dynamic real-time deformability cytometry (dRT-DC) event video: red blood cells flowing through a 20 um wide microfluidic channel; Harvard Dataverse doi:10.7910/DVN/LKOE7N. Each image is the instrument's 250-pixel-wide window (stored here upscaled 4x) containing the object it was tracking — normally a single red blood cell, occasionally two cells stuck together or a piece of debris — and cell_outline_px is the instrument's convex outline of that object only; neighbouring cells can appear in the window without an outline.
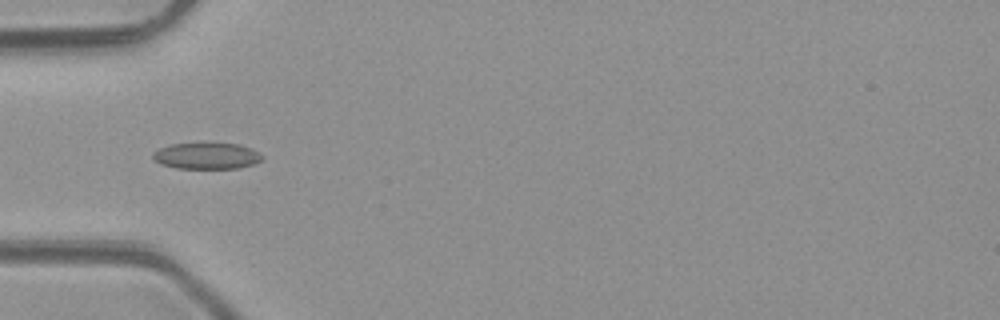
{"species": "common noctule bat (a hibernating species)", "species_latin": "Nyctalus noctula", "temperature_condition": "room temperature", "stored_images_in_passage": 5, "camera_frame_rate_fps": 3000, "um_per_image_px": 0.085, "animal": {"sex": "male", "body_mass_g": 23.1, "forearm_length_mm": 52.7}, "frame": {"image": 1, "passage_image": 4, "time_ms": 3.333, "image_size_px": [1000, 320], "cell_outline_px": [[264, 156], [260, 160], [252, 164], [240, 168], [176, 168], [160, 164], [152, 156], [152, 152], [168, 144], [212, 140], [240, 144], [252, 148]], "centroid_in_image_um": [17.56, 13.19], "position_along_channel_um": 67.4, "area_um2": 17.63}}
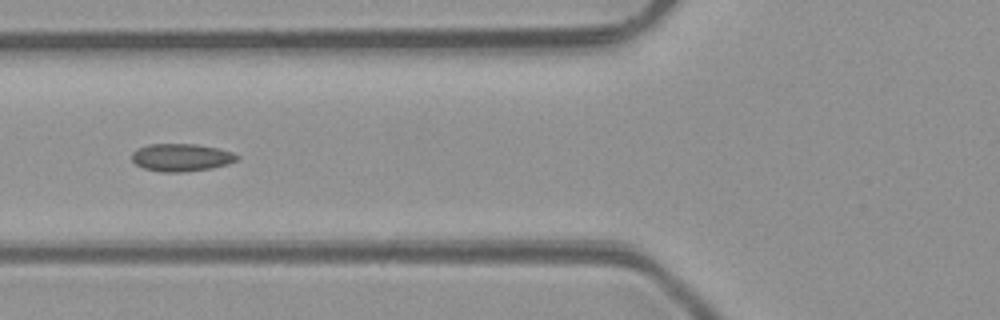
{"frame": {"image": 2, "passage_image": 5, "time_ms": 4.333, "image_size_px": [1000, 320], "cell_outline_px": [[240, 160], [228, 164], [212, 168], [180, 172], [160, 172], [144, 168], [136, 164], [132, 160], [132, 152], [136, 148], [148, 144], [196, 144], [216, 148], [232, 152], [240, 156]], "centroid_in_image_um": [15.41, 13.38], "position_along_channel_um": 110.4, "area_um2": 17.05}}